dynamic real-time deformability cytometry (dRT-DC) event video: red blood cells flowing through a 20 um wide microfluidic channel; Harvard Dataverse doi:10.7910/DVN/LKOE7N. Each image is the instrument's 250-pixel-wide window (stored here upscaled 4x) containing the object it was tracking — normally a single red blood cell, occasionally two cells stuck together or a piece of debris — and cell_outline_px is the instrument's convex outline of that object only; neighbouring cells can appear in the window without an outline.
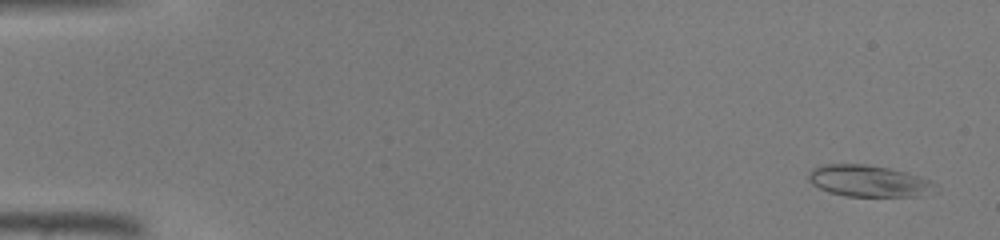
{"species": "common noctule bat (a hibernating species)", "species_latin": "Nyctalus noctula", "temperature_condition": "warm", "stored_images_in_passage": 45, "camera_frame_rate_fps": 3000, "um_per_image_px": 0.085, "animal": {"sex": "male", "body_mass_g": 19.0, "forearm_length_mm": 50.8}, "frame": {"image": 1, "passage_image": 2, "time_ms": 0.333, "image_size_px": [1000, 240], "cell_outline_px": [[936, 184], [924, 196], [844, 196], [828, 192], [812, 184], [808, 180], [808, 172], [812, 168], [824, 164], [864, 164], [888, 168], [904, 172], [928, 180]], "centroid_in_image_um": [73.73, 15.38], "position_along_channel_um": 11.3, "area_um2": 23.0}}
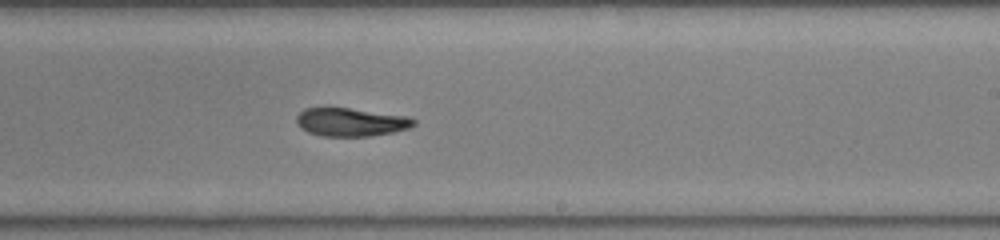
{"frame": {"image": 2, "passage_image": 28, "time_ms": 9.0, "image_size_px": [1000, 240], "cell_outline_px": [[416, 124], [408, 128], [392, 132], [368, 136], [320, 136], [308, 132], [300, 128], [296, 120], [296, 116], [304, 108], [348, 108], [408, 116], [416, 120]], "centroid_in_image_um": [29.81, 10.38], "position_along_channel_um": 259.2, "area_um2": 19.25}}
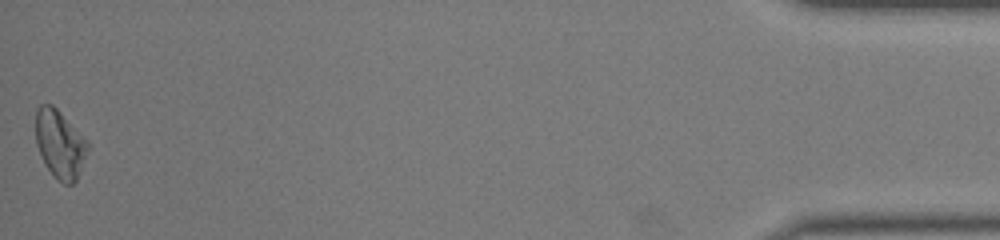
{"frame": {"image": 3, "passage_image": 45, "time_ms": 14.667, "image_size_px": [1000, 240], "cell_outline_px": [[88, 148], [76, 180], [72, 184], [64, 184], [52, 176], [36, 144], [36, 108], [40, 104], [52, 104], [60, 112], [88, 144]], "centroid_in_image_um": [5.05, 12.25], "position_along_channel_um": 430.2, "area_um2": 20.0}}